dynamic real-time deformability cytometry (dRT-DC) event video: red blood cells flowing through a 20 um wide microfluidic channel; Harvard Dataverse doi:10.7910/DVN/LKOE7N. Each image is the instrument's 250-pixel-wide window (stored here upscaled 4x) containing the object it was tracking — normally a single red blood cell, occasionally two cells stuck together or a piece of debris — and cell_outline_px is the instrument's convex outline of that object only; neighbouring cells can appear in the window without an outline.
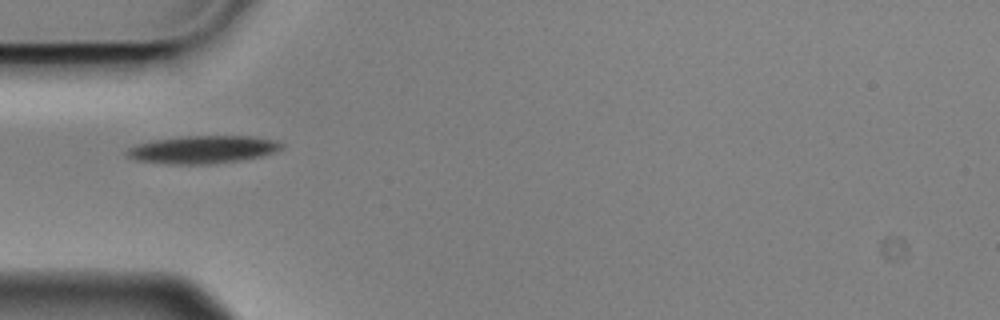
{"species": "Egyptian fruit bat (a non-hibernating species)", "species_latin": "Rousettus aegyptiacus", "temperature_condition": "cold", "stored_images_in_passage": 2, "camera_frame_rate_fps": 3000, "um_per_image_px": 0.085, "animal": {"sex": "male"}, "frame": {"image": 1, "passage_image": 1, "time_ms": 0.0, "image_size_px": [1000, 320], "cell_outline_px": [[284, 148], [276, 152], [264, 156], [244, 160], [216, 164], [164, 164], [136, 160], [124, 156], [124, 152], [128, 148], [136, 144], [152, 140], [180, 136], [256, 136], [280, 140], [284, 144]], "centroid_in_image_um": [17.28, 12.71], "position_along_channel_um": 67.7, "area_um2": 25.89}}
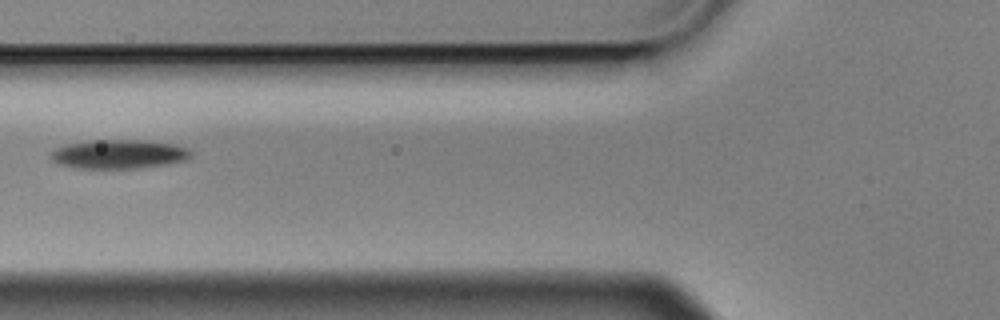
{"frame": {"image": 2, "passage_image": 2, "time_ms": 0.333, "image_size_px": [1000, 320], "cell_outline_px": [[192, 156], [188, 160], [164, 164], [136, 168], [80, 168], [60, 164], [52, 160], [52, 152], [56, 148], [68, 144], [88, 140], [144, 140], [176, 144], [188, 148], [192, 152]], "centroid_in_image_um": [10.16, 13.09], "position_along_channel_um": 115.6, "area_um2": 23.58}}